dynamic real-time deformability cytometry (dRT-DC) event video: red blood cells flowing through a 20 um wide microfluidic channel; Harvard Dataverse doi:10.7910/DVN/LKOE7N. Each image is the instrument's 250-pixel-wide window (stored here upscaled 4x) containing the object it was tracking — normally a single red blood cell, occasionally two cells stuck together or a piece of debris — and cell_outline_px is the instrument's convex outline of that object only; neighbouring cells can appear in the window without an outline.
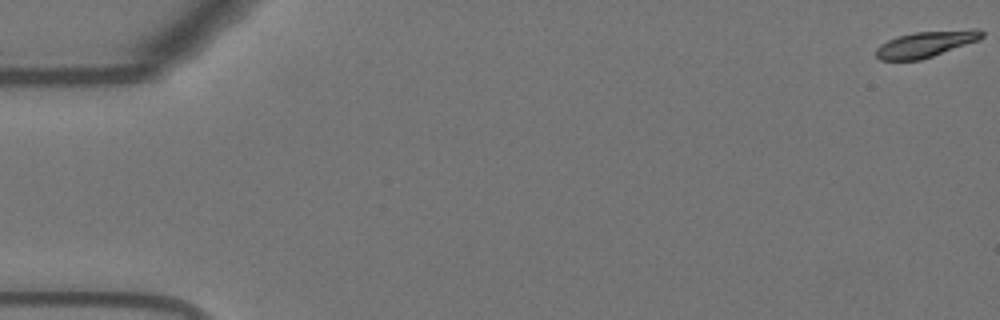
{"species": "Egyptian fruit bat (a non-hibernating species)", "species_latin": "Rousettus aegyptiacus", "temperature_condition": "warm", "stored_images_in_passage": 57, "camera_frame_rate_fps": 3000, "um_per_image_px": 0.085, "animal": {"sex": "female"}, "frame": {"image": 1, "passage_image": 1, "time_ms": 0.0, "image_size_px": [1000, 320], "cell_outline_px": [[984, 36], [980, 40], [920, 60], [880, 60], [876, 56], [876, 48], [880, 44], [888, 40], [912, 32], [972, 28], [980, 28], [984, 32]], "centroid_in_image_um": [78.76, 3.72], "position_along_channel_um": 6.2, "area_um2": 16.3}}
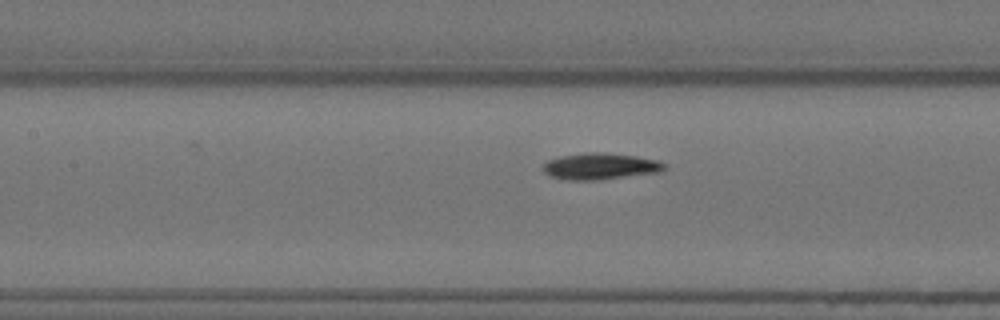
{"frame": {"image": 2, "passage_image": 26, "time_ms": 8.333, "image_size_px": [1000, 320], "cell_outline_px": [[668, 168], [660, 172], [600, 180], [564, 180], [552, 176], [544, 172], [544, 164], [548, 160], [560, 156], [584, 152], [600, 152], [636, 156], [660, 160]], "centroid_in_image_um": [51.06, 14.13], "position_along_channel_um": 156.3, "area_um2": 18.84}}
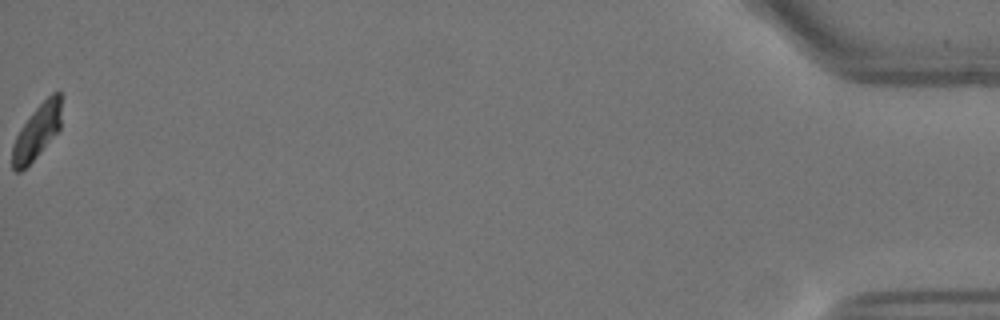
{"frame": {"image": 3, "passage_image": 57, "time_ms": 18.667, "image_size_px": [1000, 320], "cell_outline_px": [[60, 128], [36, 156], [20, 172], [16, 172], [12, 168], [12, 144], [20, 128], [32, 112], [52, 92], [60, 92]], "centroid_in_image_um": [3.1, 11.2], "position_along_channel_um": 432.1, "area_um2": 15.14}, "authors_computed_cell_mechanics": {"area_um2": 17.7446, "velocity_mm_per_s": 3.6428, "shape_relaxation_time_tau1_ms": 7.2366, "shape_relaxation_time_tau2_ms": null, "deformation_change_tau1": 0.2028, "deformation_change_tau2": null}}